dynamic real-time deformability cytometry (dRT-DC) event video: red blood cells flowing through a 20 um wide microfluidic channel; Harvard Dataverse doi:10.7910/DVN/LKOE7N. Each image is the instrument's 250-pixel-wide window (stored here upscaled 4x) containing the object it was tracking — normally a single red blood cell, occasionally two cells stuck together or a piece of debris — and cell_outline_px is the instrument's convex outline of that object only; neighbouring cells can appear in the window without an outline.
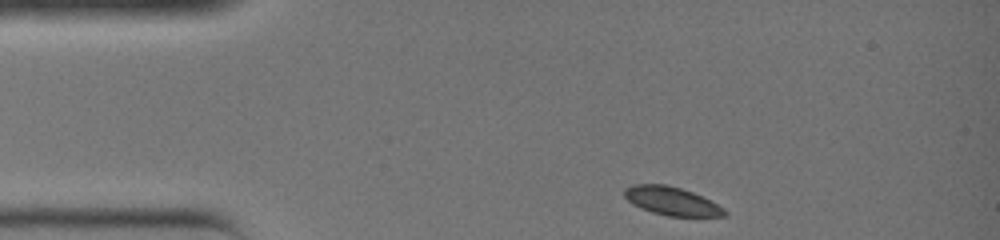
{"species": "common noctule bat (a hibernating species)", "species_latin": "Nyctalus noctula", "temperature_condition": "warm", "stored_images_in_passage": 27, "camera_frame_rate_fps": 3000, "um_per_image_px": 0.085, "animal": {"sex": "female", "body_mass_g": 19.0, "forearm_length_mm": 51.5}, "frame": {"image": 1, "passage_image": 1, "time_ms": 0.0, "image_size_px": [1000, 240], "cell_outline_px": [[728, 216], [668, 216], [652, 212], [640, 208], [632, 204], [624, 196], [624, 188], [632, 184], [668, 184], [692, 192], [724, 208], [728, 212]], "centroid_in_image_um": [57.06, 17.09], "position_along_channel_um": 27.9, "area_um2": 16.53}}
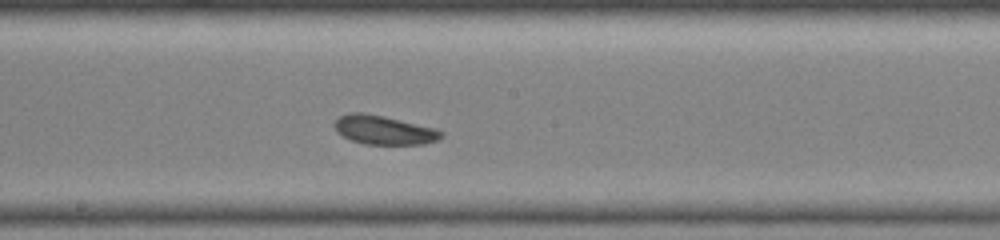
{"frame": {"image": 2, "passage_image": 15, "time_ms": 4.667, "image_size_px": [1000, 240], "cell_outline_px": [[444, 136], [436, 140], [424, 144], [364, 144], [352, 140], [336, 132], [332, 124], [340, 116], [348, 112], [364, 112], [384, 116], [436, 128], [444, 132]], "centroid_in_image_um": [32.62, 11.04], "position_along_channel_um": 215.6, "area_um2": 18.15}}
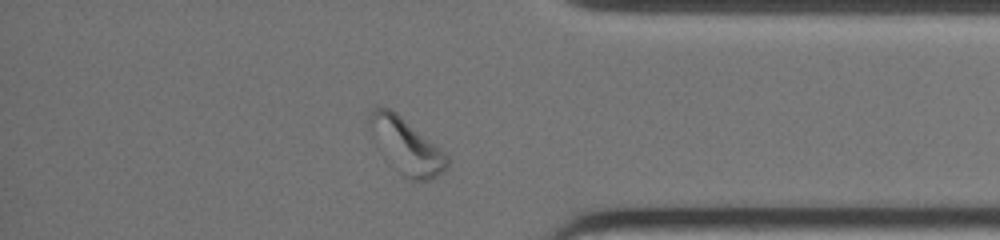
{"frame": {"image": 3, "passage_image": 26, "time_ms": 8.333, "image_size_px": [1000, 240], "cell_outline_px": [[448, 168], [444, 172], [428, 180], [412, 180], [396, 172], [372, 132], [368, 120], [368, 116], [372, 108], [388, 108], [396, 112], [440, 148], [448, 156]], "centroid_in_image_um": [34.58, 12.42], "position_along_channel_um": 400.6, "area_um2": 24.22}}